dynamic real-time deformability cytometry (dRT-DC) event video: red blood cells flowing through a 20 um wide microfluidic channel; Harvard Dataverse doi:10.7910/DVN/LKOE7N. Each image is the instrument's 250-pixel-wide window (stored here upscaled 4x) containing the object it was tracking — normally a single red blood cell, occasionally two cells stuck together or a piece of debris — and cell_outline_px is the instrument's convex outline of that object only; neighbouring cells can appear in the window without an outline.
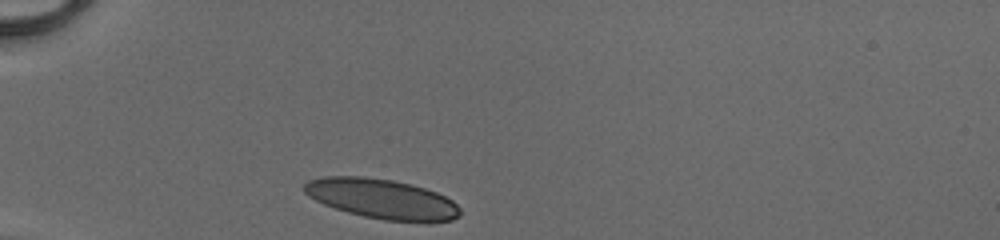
{"species": "human", "species_latin": "Homo sapiens", "temperature_condition": "cold", "stored_images_in_passage": 28, "camera_frame_rate_fps": 3000, "um_per_image_px": 0.085, "donor": {"sex": "male"}, "frame": {"image": 1, "passage_image": 1, "time_ms": 0.0, "image_size_px": [1000, 240], "cell_outline_px": [[460, 216], [452, 220], [384, 220], [364, 216], [348, 212], [324, 204], [308, 196], [304, 192], [304, 184], [308, 180], [324, 176], [364, 176], [392, 180], [412, 184], [436, 192], [452, 200], [460, 208]], "centroid_in_image_um": [32.42, 16.87], "position_along_channel_um": 52.6, "area_um2": 35.66}}
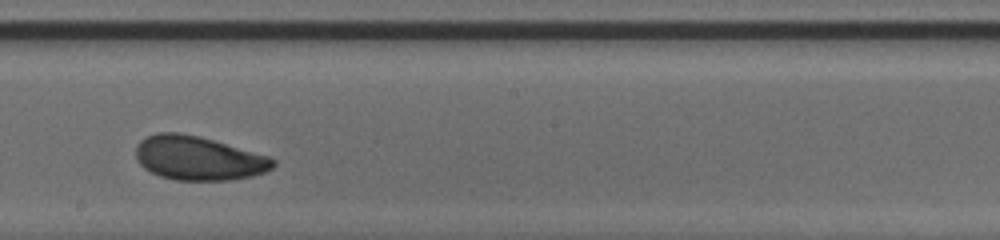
{"frame": {"image": 2, "passage_image": 16, "time_ms": 5.0, "image_size_px": [1000, 240], "cell_outline_px": [[276, 164], [272, 168], [264, 172], [252, 176], [228, 180], [176, 180], [160, 176], [144, 168], [140, 164], [136, 156], [136, 144], [140, 140], [156, 132], [180, 132], [200, 136], [268, 156], [276, 160]], "centroid_in_image_um": [16.85, 13.43], "position_along_channel_um": 231.4, "area_um2": 35.14}}
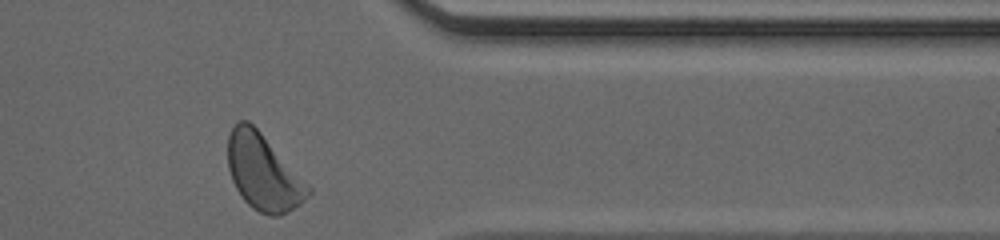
{"frame": {"image": 3, "passage_image": 28, "time_ms": 9.0, "image_size_px": [1000, 240], "cell_outline_px": [[312, 192], [300, 204], [280, 216], [268, 216], [252, 208], [244, 200], [236, 188], [232, 180], [228, 168], [228, 136], [236, 120], [248, 120], [260, 132], [312, 188]], "centroid_in_image_um": [22.37, 14.66], "position_along_channel_um": 389.0, "area_um2": 35.26}, "authors_computed_cell_mechanics": {"area_um2": 35.2002, "velocity_mm_per_s": 4.1148, "shape_relaxation_time_tau1_ms": 2.4108, "shape_relaxation_time_tau2_ms": 1.7833, "deformation_change_tau1": 0.1031, "deformation_change_tau2": 0.0754}}